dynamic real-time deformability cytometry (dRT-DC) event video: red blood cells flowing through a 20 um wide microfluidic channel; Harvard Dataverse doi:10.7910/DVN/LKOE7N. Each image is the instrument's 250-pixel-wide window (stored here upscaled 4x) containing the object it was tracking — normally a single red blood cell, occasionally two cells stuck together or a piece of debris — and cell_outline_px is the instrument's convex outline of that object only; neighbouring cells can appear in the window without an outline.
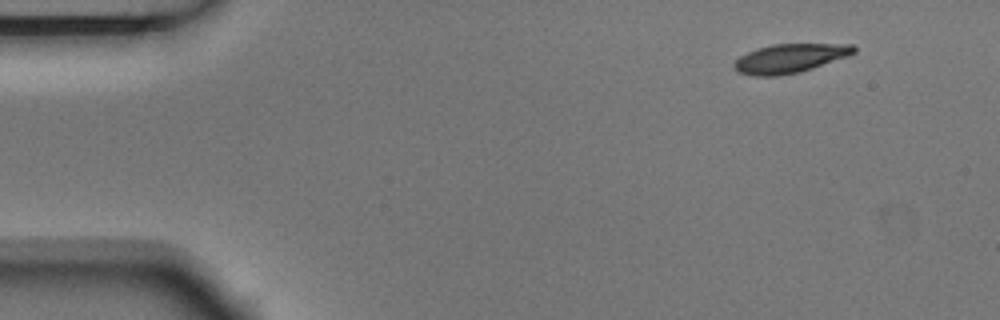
{"species": "Egyptian fruit bat (a non-hibernating species)", "species_latin": "Rousettus aegyptiacus", "temperature_condition": "room temperature", "stored_images_in_passage": 3, "camera_frame_rate_fps": 3000, "um_per_image_px": 0.085, "animal": {"sex": "male"}, "frame": {"image": 1, "passage_image": 1, "time_ms": 0.0, "image_size_px": [1000, 320], "cell_outline_px": [[856, 52], [848, 56], [800, 72], [776, 76], [756, 76], [740, 72], [732, 68], [732, 64], [740, 56], [756, 48], [772, 44], [852, 44], [856, 48]], "centroid_in_image_um": [67.12, 4.95], "position_along_channel_um": 17.9, "area_um2": 20.17}}
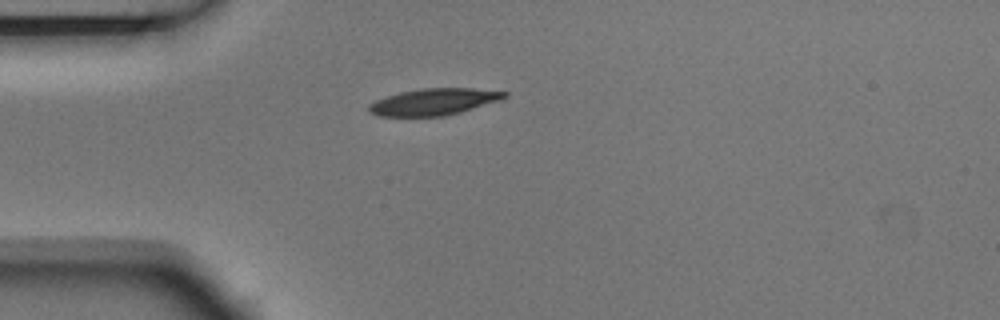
{"frame": {"image": 2, "passage_image": 3, "time_ms": 0.667, "image_size_px": [1000, 320], "cell_outline_px": [[508, 96], [500, 100], [460, 112], [444, 116], [380, 116], [368, 112], [368, 104], [376, 100], [400, 92], [420, 88], [472, 88], [508, 92]], "centroid_in_image_um": [36.87, 8.65], "position_along_channel_um": 48.1, "area_um2": 20.98}}